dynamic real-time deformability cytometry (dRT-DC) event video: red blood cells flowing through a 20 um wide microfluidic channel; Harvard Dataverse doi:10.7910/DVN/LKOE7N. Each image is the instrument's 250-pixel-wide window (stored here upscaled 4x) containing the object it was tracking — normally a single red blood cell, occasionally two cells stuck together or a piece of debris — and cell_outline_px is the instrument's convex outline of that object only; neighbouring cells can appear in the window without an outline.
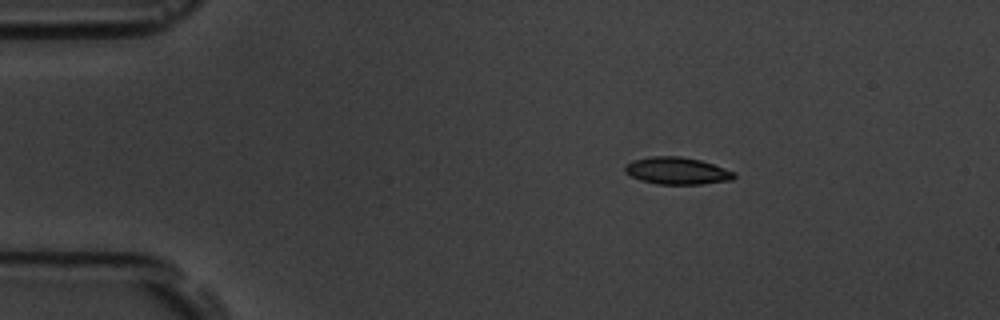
{"species": "common noctule bat (a hibernating species)", "species_latin": "Nyctalus noctula", "temperature_condition": "room temperature", "stored_images_in_passage": 3, "camera_frame_rate_fps": 3000, "um_per_image_px": 0.085, "animal": {"sex": "male", "body_mass_g": 19.5, "forearm_length_mm": 54.6}, "frame": {"image": 1, "passage_image": 1, "time_ms": 0.0, "image_size_px": [1000, 320], "cell_outline_px": [[736, 176], [732, 180], [700, 184], [656, 184], [640, 180], [624, 172], [624, 168], [632, 160], [652, 156], [680, 156], [700, 160], [736, 172]], "centroid_in_image_um": [57.55, 14.52], "position_along_channel_um": 27.4, "area_um2": 17.22}}